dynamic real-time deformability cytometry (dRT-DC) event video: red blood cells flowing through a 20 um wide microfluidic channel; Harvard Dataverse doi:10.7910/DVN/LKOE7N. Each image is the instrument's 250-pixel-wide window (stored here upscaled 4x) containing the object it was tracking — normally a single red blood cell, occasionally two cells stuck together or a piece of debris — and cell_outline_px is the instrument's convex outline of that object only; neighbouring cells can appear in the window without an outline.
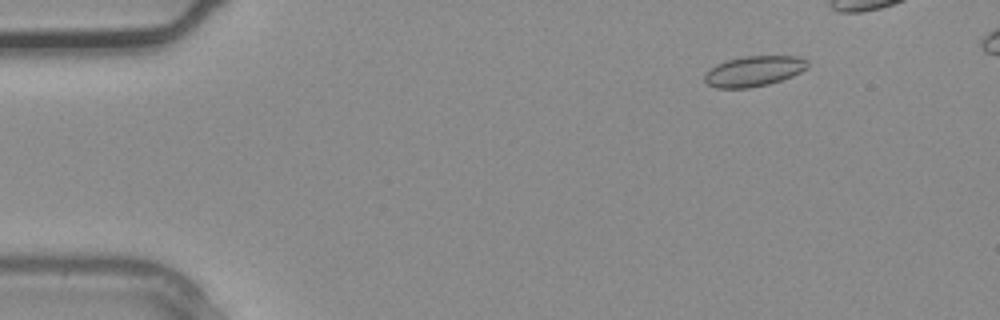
{"species": "common noctule bat (a hibernating species)", "species_latin": "Nyctalus noctula", "temperature_condition": "warm", "stored_images_in_passage": 5, "camera_frame_rate_fps": 3000, "um_per_image_px": 0.085, "animal": {"sex": "male", "body_mass_g": 20.4}, "frame": {"image": 1, "passage_image": 2, "time_ms": 0.333, "image_size_px": [1000, 320], "cell_outline_px": [[808, 68], [792, 76], [768, 84], [748, 88], [716, 88], [708, 84], [704, 80], [704, 76], [716, 64], [728, 60], [744, 56], [800, 56], [808, 60]], "centroid_in_image_um": [64.11, 6.04], "position_along_channel_um": 20.9, "area_um2": 18.15}}